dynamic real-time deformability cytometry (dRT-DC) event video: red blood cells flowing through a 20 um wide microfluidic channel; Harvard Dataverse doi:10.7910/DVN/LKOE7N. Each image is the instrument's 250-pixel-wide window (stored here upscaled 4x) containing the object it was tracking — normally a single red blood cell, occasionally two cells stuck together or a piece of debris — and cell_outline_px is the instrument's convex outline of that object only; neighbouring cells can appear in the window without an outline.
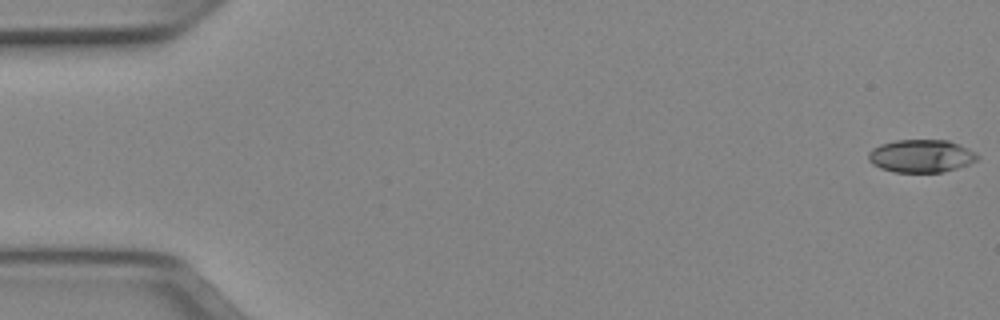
{"species": "Egyptian fruit bat (a non-hibernating species)", "species_latin": "Rousettus aegyptiacus", "temperature_condition": "cold", "stored_images_in_passage": 51, "camera_frame_rate_fps": 3000, "um_per_image_px": 0.085, "animal": {"sex": "female"}, "frame": {"image": 1, "passage_image": 1, "time_ms": 0.0, "image_size_px": [1000, 320], "cell_outline_px": [[980, 156], [976, 160], [968, 164], [944, 172], [892, 172], [880, 168], [872, 164], [868, 160], [868, 152], [872, 148], [880, 144], [896, 140], [948, 140], [968, 148], [976, 152]], "centroid_in_image_um": [78.28, 13.26], "position_along_channel_um": 6.7, "area_um2": 20.98}}
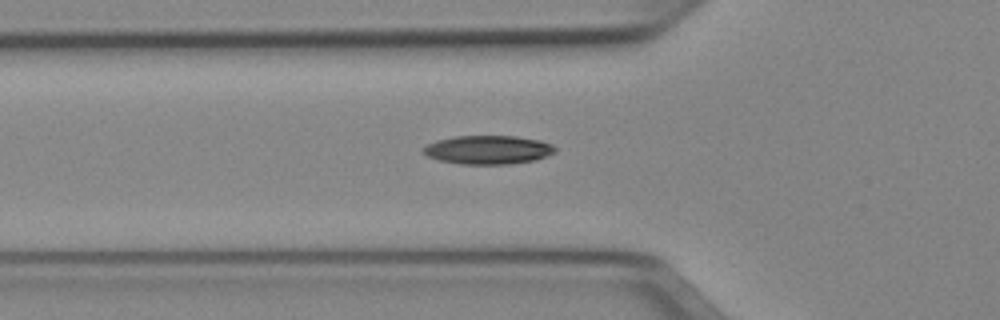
{"frame": {"image": 2, "passage_image": 18, "time_ms": 5.667, "image_size_px": [1000, 320], "cell_outline_px": [[556, 152], [536, 160], [508, 164], [460, 164], [440, 160], [428, 156], [424, 152], [424, 148], [428, 144], [436, 140], [456, 136], [516, 136], [540, 140], [552, 144], [556, 148]], "centroid_in_image_um": [41.53, 12.73], "position_along_channel_um": 84.3, "area_um2": 21.96}}
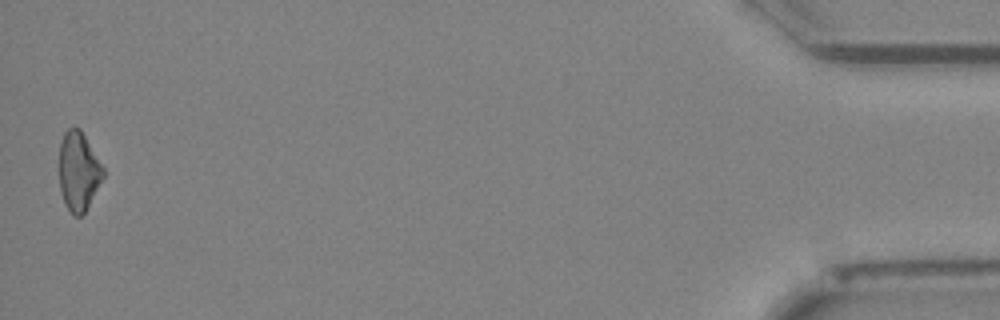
{"frame": {"image": 3, "passage_image": 51, "time_ms": 16.667, "image_size_px": [1000, 320], "cell_outline_px": [[104, 176], [84, 212], [80, 216], [72, 216], [64, 204], [60, 188], [60, 144], [64, 132], [68, 128], [80, 128], [104, 168]], "centroid_in_image_um": [6.67, 14.57], "position_along_channel_um": 428.5, "area_um2": 20.0}, "authors_computed_cell_mechanics": {"area_um2": 20.8658, "velocity_mm_per_s": 3.9742, "shape_relaxation_time_tau1_ms": 10.8494, "shape_relaxation_time_tau2_ms": null, "deformation_change_tau1": 0.1942, "deformation_change_tau2": null}}